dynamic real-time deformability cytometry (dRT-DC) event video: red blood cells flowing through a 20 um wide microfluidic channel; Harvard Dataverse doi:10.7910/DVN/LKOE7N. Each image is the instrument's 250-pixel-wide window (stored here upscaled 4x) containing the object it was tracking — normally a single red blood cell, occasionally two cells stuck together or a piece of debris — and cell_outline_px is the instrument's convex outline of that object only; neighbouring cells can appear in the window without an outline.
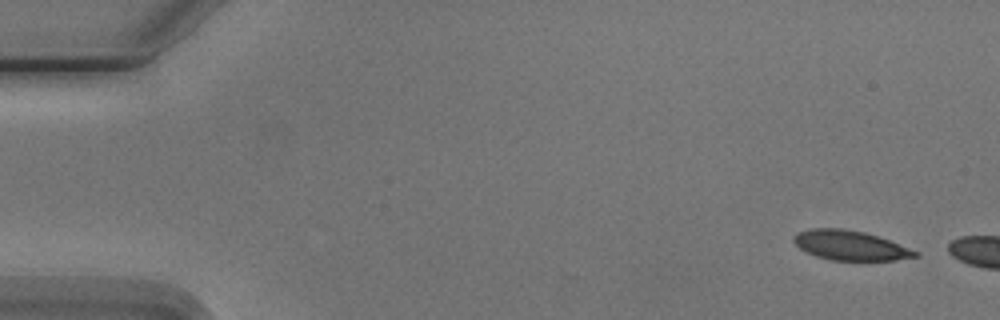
{"species": "Egyptian fruit bat (a non-hibernating species)", "species_latin": "Rousettus aegyptiacus", "temperature_condition": "cold", "stored_images_in_passage": 2, "camera_frame_rate_fps": 3000, "um_per_image_px": 0.085, "animal": {"sex": "male"}, "frame": {"image": 1, "passage_image": 1, "time_ms": 0.0, "image_size_px": [1000, 320], "cell_outline_px": [[920, 256], [896, 260], [828, 260], [816, 256], [800, 248], [792, 240], [792, 236], [796, 232], [812, 228], [840, 228], [864, 232], [888, 240], [920, 252]], "centroid_in_image_um": [72.25, 20.86], "position_along_channel_um": 12.8, "area_um2": 20.92}}